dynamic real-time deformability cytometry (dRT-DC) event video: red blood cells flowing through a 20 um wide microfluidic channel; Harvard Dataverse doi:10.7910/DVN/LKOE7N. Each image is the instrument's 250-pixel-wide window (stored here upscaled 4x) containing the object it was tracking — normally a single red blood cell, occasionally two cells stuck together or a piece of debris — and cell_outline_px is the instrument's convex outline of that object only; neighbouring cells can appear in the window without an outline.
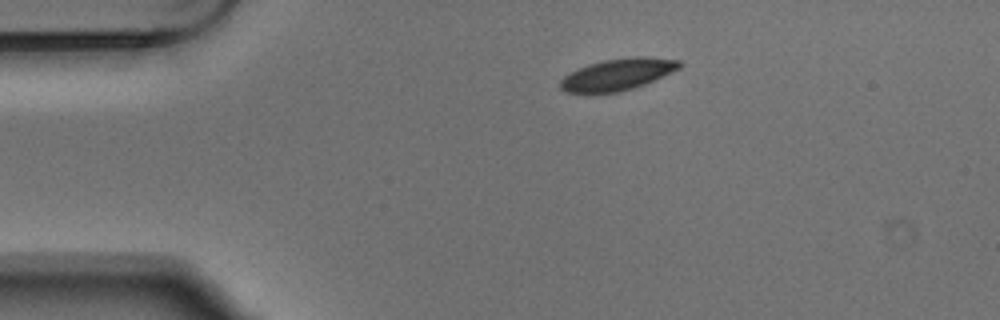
{"species": "Egyptian fruit bat (a non-hibernating species)", "species_latin": "Rousettus aegyptiacus", "temperature_condition": "warm", "stored_images_in_passage": 12, "camera_frame_rate_fps": 3000, "um_per_image_px": 0.085, "animal": {"sex": "male"}, "frame": {"image": 1, "passage_image": 1, "time_ms": 0.0, "image_size_px": [1000, 320], "cell_outline_px": [[684, 64], [680, 68], [672, 72], [644, 84], [620, 92], [592, 96], [588, 96], [564, 92], [560, 88], [560, 80], [564, 76], [588, 64], [604, 60], [632, 56], [644, 56], [680, 60]], "centroid_in_image_um": [52.45, 6.37], "position_along_channel_um": 32.6, "area_um2": 22.66}}
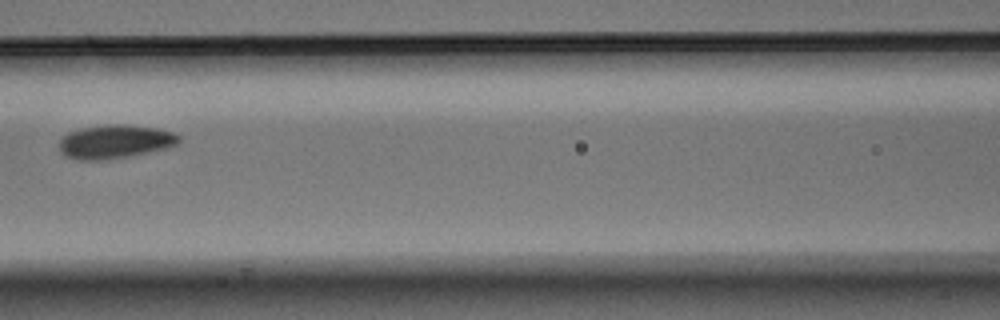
{"frame": {"image": 2, "passage_image": 5, "time_ms": 1.333, "image_size_px": [1000, 320], "cell_outline_px": [[180, 140], [176, 144], [164, 148], [128, 156], [104, 160], [80, 160], [68, 156], [60, 152], [60, 140], [68, 132], [84, 128], [156, 128], [172, 132], [180, 136]], "centroid_in_image_um": [9.74, 12.11], "position_along_channel_um": 156.9, "area_um2": 21.79}}
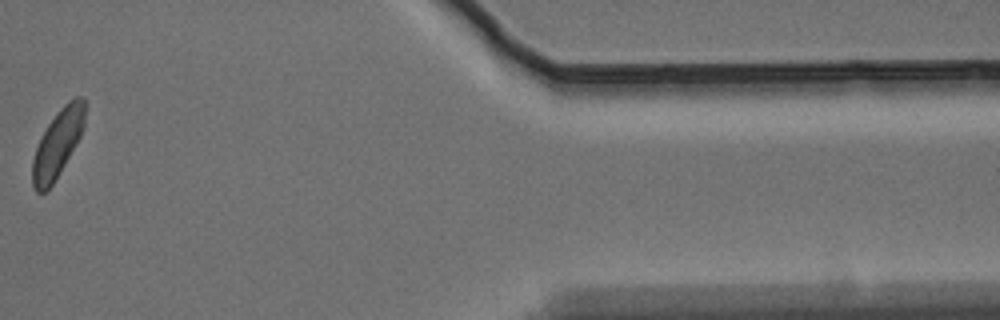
{"frame": {"image": 3, "passage_image": 11, "time_ms": 3.333, "image_size_px": [1000, 320], "cell_outline_px": [[84, 128], [76, 144], [52, 184], [44, 192], [36, 192], [32, 184], [32, 160], [36, 148], [48, 124], [60, 108], [68, 100], [76, 96], [80, 96], [84, 100]], "centroid_in_image_um": [4.89, 12.18], "position_along_channel_um": 406.5, "area_um2": 20.11}}